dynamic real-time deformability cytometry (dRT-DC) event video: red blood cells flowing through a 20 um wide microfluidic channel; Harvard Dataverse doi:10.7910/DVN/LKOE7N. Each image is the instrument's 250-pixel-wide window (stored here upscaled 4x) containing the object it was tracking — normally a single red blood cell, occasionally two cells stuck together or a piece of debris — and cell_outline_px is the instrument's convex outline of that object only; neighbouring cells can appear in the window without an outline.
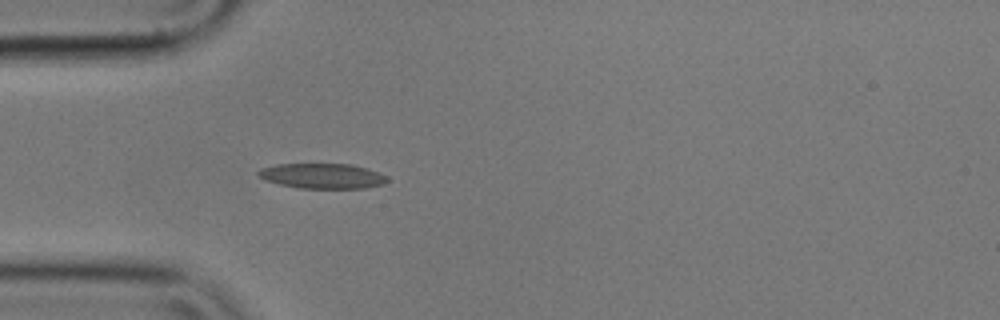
{"species": "common noctule bat (a hibernating species)", "species_latin": "Nyctalus noctula", "temperature_condition": "cold", "stored_images_in_passage": 1, "camera_frame_rate_fps": 3000, "um_per_image_px": 0.085, "animal": {"sex": "male", "body_mass_g": 17.9}, "frame": {"image": 1, "passage_image": 1, "time_ms": 0.0, "image_size_px": [1000, 320], "cell_outline_px": [[388, 180], [384, 184], [364, 188], [300, 188], [280, 184], [264, 180], [256, 172], [260, 168], [276, 164], [352, 164], [388, 176]], "centroid_in_image_um": [27.38, 14.95], "position_along_channel_um": 57.6, "area_um2": 18.79}}